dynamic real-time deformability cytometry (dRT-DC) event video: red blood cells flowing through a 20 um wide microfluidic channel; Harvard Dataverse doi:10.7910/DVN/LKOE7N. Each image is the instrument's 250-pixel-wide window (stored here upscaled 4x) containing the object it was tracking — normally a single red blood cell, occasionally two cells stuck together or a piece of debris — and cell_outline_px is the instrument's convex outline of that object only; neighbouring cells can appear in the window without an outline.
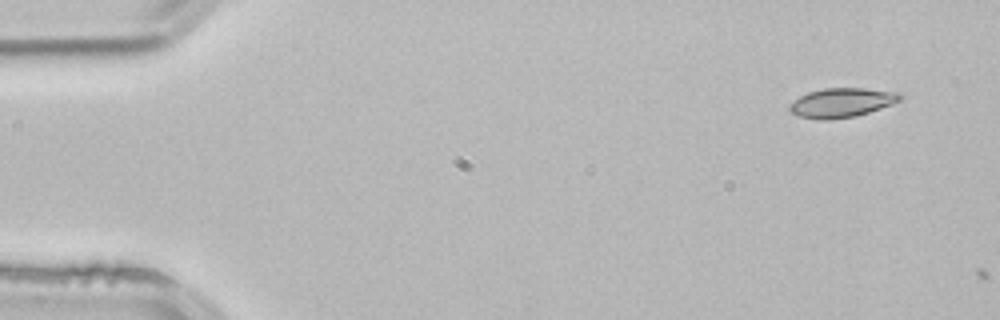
{"species": "common noctule bat (a hibernating species)", "species_latin": "Nyctalus noctula", "temperature_condition": "room temperature", "stored_images_in_passage": 2, "camera_frame_rate_fps": 3000, "um_per_image_px": 0.085, "animal": {"sex": "male", "body_mass_g": 21.5, "forearm_length_mm": 52.0}, "frame": {"image": 1, "passage_image": 1, "time_ms": 0.0, "image_size_px": [1000, 320], "cell_outline_px": [[904, 96], [900, 100], [892, 104], [868, 112], [852, 116], [828, 120], [820, 120], [800, 116], [792, 112], [788, 108], [788, 104], [800, 96], [808, 92], [824, 88], [864, 88], [900, 92]], "centroid_in_image_um": [71.55, 8.71], "position_along_channel_um": 13.5, "area_um2": 18.79}}